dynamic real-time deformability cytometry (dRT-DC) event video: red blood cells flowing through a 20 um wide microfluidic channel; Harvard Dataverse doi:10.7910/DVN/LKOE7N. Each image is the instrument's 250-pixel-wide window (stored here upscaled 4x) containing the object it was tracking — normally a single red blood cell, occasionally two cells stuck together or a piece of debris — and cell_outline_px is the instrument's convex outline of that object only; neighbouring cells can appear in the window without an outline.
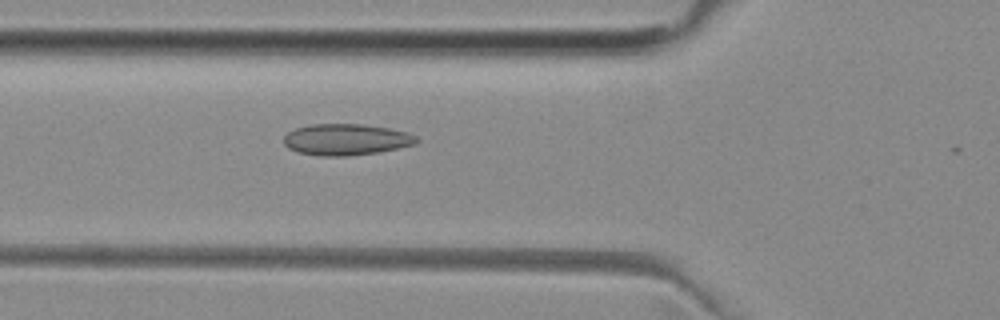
{"species": "common noctule bat (a hibernating species)", "species_latin": "Nyctalus noctula", "temperature_condition": "room temperature", "stored_images_in_passage": 26, "camera_frame_rate_fps": 3000, "um_per_image_px": 0.085, "animal": {"sex": "female", "body_mass_g": 29.2, "forearm_length_mm": 56.3}, "frame": {"image": 1, "passage_image": 3, "time_ms": 0.667, "image_size_px": [1000, 320], "cell_outline_px": [[420, 140], [416, 144], [380, 152], [352, 156], [320, 156], [296, 152], [288, 148], [284, 144], [284, 136], [288, 132], [296, 128], [312, 124], [360, 124], [392, 128], [408, 132], [416, 136]], "centroid_in_image_um": [29.45, 11.87], "position_along_channel_um": 96.4, "area_um2": 24.57}}
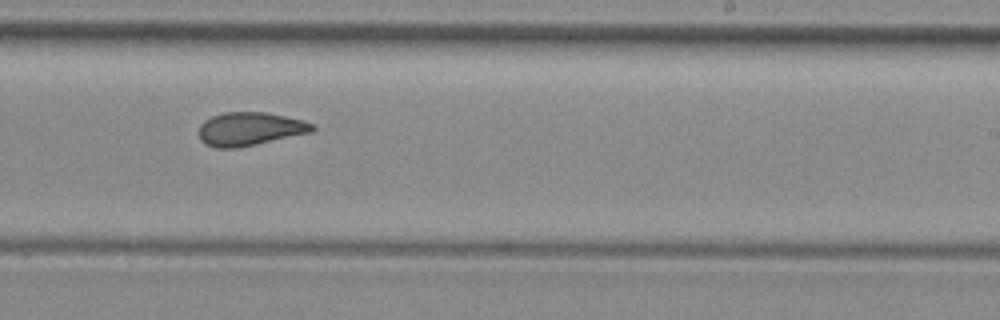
{"frame": {"image": 2, "passage_image": 16, "time_ms": 5.0, "image_size_px": [1000, 320], "cell_outline_px": [[316, 128], [312, 132], [256, 144], [236, 148], [216, 148], [204, 144], [200, 140], [200, 124], [204, 120], [212, 116], [224, 112], [264, 112], [304, 120], [312, 124]], "centroid_in_image_um": [21.22, 10.96], "position_along_channel_um": 267.8, "area_um2": 22.02}}
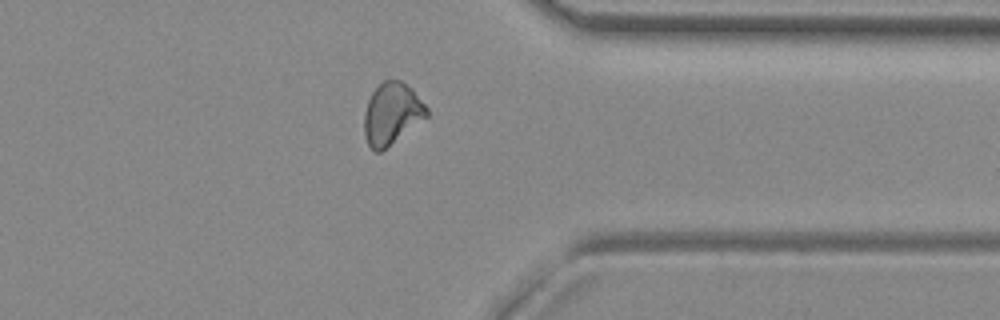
{"frame": {"image": 3, "passage_image": 25, "time_ms": 8.0, "image_size_px": [1000, 320], "cell_outline_px": [[428, 116], [380, 152], [376, 152], [368, 144], [364, 132], [364, 112], [368, 100], [372, 92], [384, 80], [400, 80], [412, 88], [428, 108]], "centroid_in_image_um": [33.3, 9.64], "position_along_channel_um": 378.1, "area_um2": 22.25}}